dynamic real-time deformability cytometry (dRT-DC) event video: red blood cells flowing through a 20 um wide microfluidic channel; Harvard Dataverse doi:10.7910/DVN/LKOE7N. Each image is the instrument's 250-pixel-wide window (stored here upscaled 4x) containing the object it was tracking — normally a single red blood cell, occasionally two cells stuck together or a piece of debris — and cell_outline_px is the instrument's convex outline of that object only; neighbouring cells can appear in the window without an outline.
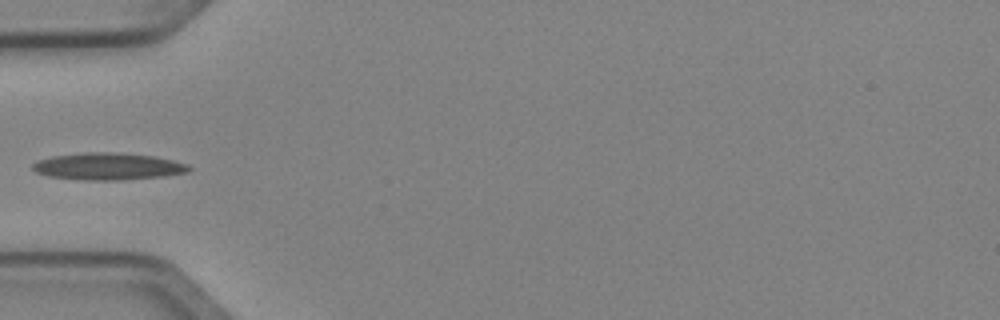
{"species": "Egyptian fruit bat (a non-hibernating species)", "species_latin": "Rousettus aegyptiacus", "temperature_condition": "cold", "stored_images_in_passage": 4, "camera_frame_rate_fps": 3000, "um_per_image_px": 0.085, "animal": {"sex": "female"}, "frame": {"image": 1, "passage_image": 4, "time_ms": 1.0, "image_size_px": [1000, 320], "cell_outline_px": [[192, 168], [188, 172], [164, 176], [120, 180], [84, 180], [48, 176], [36, 172], [32, 168], [32, 164], [40, 160], [52, 156], [84, 152], [116, 152], [156, 156], [188, 164]], "centroid_in_image_um": [9.2, 14.14], "position_along_channel_um": 75.8, "area_um2": 24.68}}